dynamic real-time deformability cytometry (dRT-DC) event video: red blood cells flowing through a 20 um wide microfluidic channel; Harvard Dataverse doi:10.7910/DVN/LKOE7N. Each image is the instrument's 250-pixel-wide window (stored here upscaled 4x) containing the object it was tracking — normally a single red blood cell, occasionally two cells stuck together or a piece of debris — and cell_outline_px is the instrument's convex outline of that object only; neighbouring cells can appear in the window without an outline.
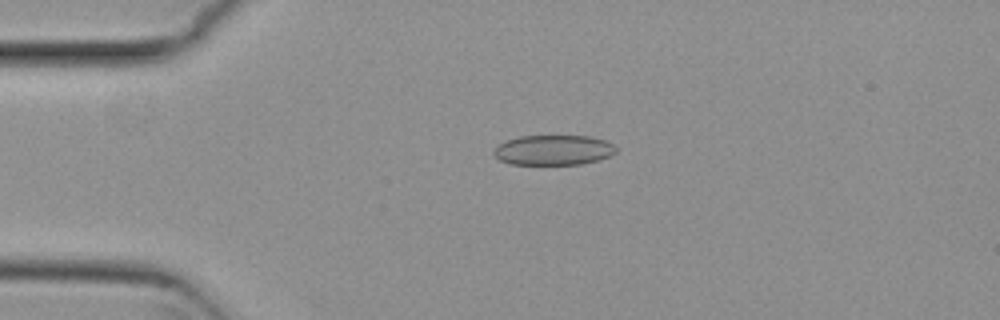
{"species": "common noctule bat (a hibernating species)", "species_latin": "Nyctalus noctula", "temperature_condition": "cold", "stored_images_in_passage": 49, "camera_frame_rate_fps": 3000, "um_per_image_px": 0.085, "animal": {"sex": "female", "body_mass_g": 29.2, "forearm_length_mm": 56.3}, "frame": {"image": 1, "passage_image": 7, "time_ms": 2.0, "image_size_px": [1000, 320], "cell_outline_px": [[616, 152], [600, 160], [580, 164], [512, 164], [500, 160], [492, 152], [500, 144], [508, 140], [520, 136], [588, 136], [604, 140], [612, 144], [616, 148]], "centroid_in_image_um": [47.06, 12.76], "position_along_channel_um": 37.9, "area_um2": 21.15}}
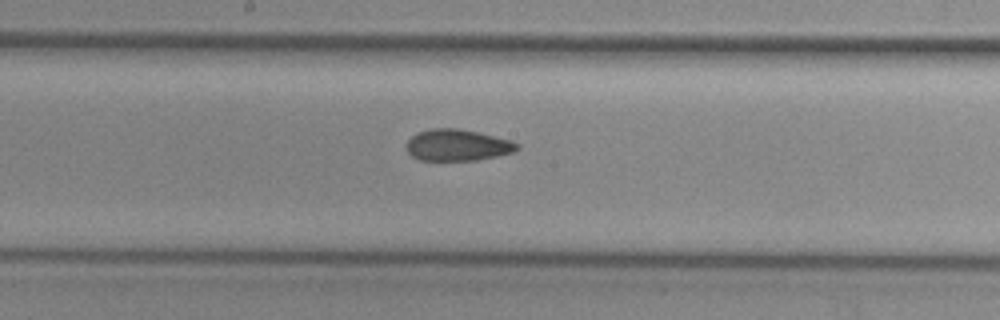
{"frame": {"image": 2, "passage_image": 23, "time_ms": 7.333, "image_size_px": [1000, 320], "cell_outline_px": [[520, 148], [512, 152], [496, 156], [476, 160], [420, 160], [412, 156], [408, 152], [408, 140], [416, 132], [432, 128], [456, 128], [476, 132], [508, 140], [520, 144]], "centroid_in_image_um": [38.86, 12.33], "position_along_channel_um": 209.3, "area_um2": 20.0}}
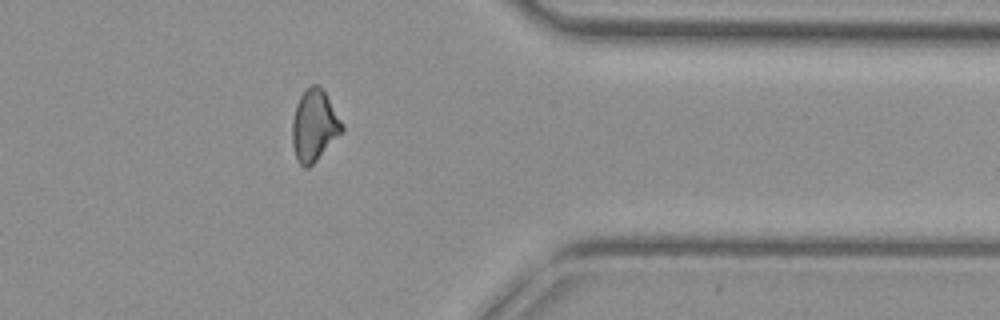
{"frame": {"image": 3, "passage_image": 38, "time_ms": 12.333, "image_size_px": [1000, 320], "cell_outline_px": [[344, 132], [308, 168], [304, 168], [296, 160], [292, 144], [292, 120], [296, 104], [300, 96], [312, 84], [316, 84], [324, 88], [344, 124]], "centroid_in_image_um": [26.73, 10.66], "position_along_channel_um": 384.7, "area_um2": 21.1}, "authors_computed_cell_mechanics": {"area_um2": 20.6924, "velocity_mm_per_s": 3.8018, "shape_relaxation_time_tau1_ms": null, "shape_relaxation_time_tau2_ms": 2.7089, "deformation_change_tau1": null, "deformation_change_tau2": 0.0817}}